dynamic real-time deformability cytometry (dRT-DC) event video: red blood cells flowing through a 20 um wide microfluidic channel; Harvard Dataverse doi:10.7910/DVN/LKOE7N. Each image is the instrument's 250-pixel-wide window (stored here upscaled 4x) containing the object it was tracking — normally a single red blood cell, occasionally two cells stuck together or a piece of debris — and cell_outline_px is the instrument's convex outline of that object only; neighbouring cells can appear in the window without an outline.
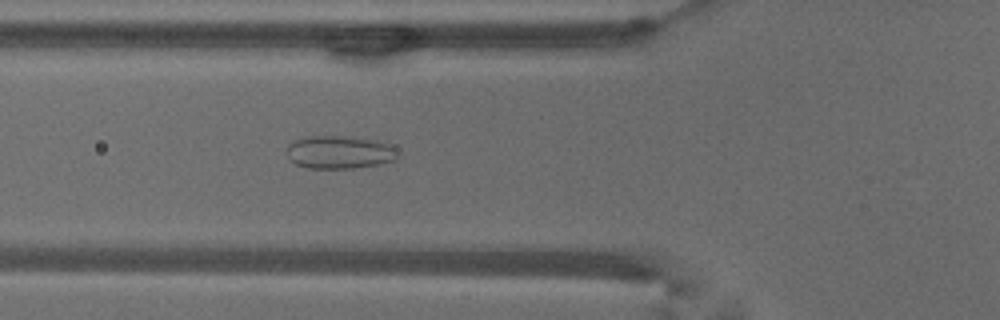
{"species": "common noctule bat (a hibernating species)", "species_latin": "Nyctalus noctula", "temperature_condition": "warm", "stored_images_in_passage": 53, "camera_frame_rate_fps": 3000, "um_per_image_px": 0.085, "animal": {"sex": "male", "body_mass_g": 18.8}, "frame": {"image": 1, "passage_image": 19, "time_ms": 6.0, "image_size_px": [1000, 320], "cell_outline_px": [[400, 156], [396, 160], [380, 164], [356, 168], [308, 168], [296, 164], [288, 160], [288, 144], [296, 140], [312, 136], [352, 136], [376, 140], [388, 144], [396, 148]], "centroid_in_image_um": [28.91, 12.94], "position_along_channel_um": 96.9, "area_um2": 21.56}}
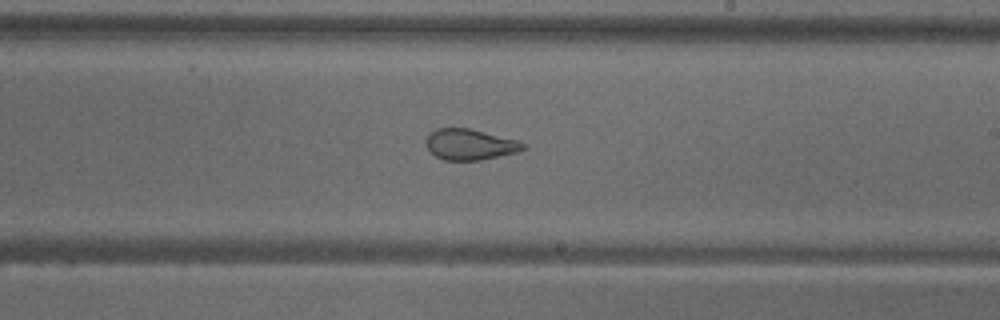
{"frame": {"image": 2, "passage_image": 31, "time_ms": 10.0, "image_size_px": [1000, 320], "cell_outline_px": [[524, 148], [520, 152], [480, 160], [444, 160], [436, 156], [428, 148], [428, 136], [436, 128], [468, 128], [516, 140], [524, 144]], "centroid_in_image_um": [39.97, 12.29], "position_along_channel_um": 249.0, "area_um2": 17.05}}
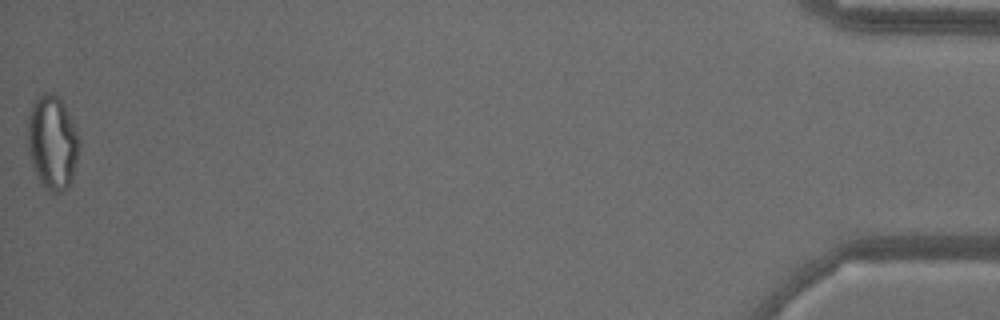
{"frame": {"image": 3, "passage_image": 53, "time_ms": 17.333, "image_size_px": [1000, 320], "cell_outline_px": [[80, 144], [72, 184], [68, 188], [52, 196], [40, 184], [32, 168], [28, 148], [28, 116], [32, 104], [44, 92], [52, 92], [60, 96], [80, 136]], "centroid_in_image_um": [4.47, 12.16], "position_along_channel_um": 430.7, "area_um2": 29.07}, "authors_computed_cell_mechanics": {"area_um2": 23.9292, "velocity_mm_per_s": 3.7928, "shape_relaxation_time_tau1_ms": null, "shape_relaxation_time_tau2_ms": 0.9696, "deformation_change_tau1": null, "deformation_change_tau2": 0.0751}}